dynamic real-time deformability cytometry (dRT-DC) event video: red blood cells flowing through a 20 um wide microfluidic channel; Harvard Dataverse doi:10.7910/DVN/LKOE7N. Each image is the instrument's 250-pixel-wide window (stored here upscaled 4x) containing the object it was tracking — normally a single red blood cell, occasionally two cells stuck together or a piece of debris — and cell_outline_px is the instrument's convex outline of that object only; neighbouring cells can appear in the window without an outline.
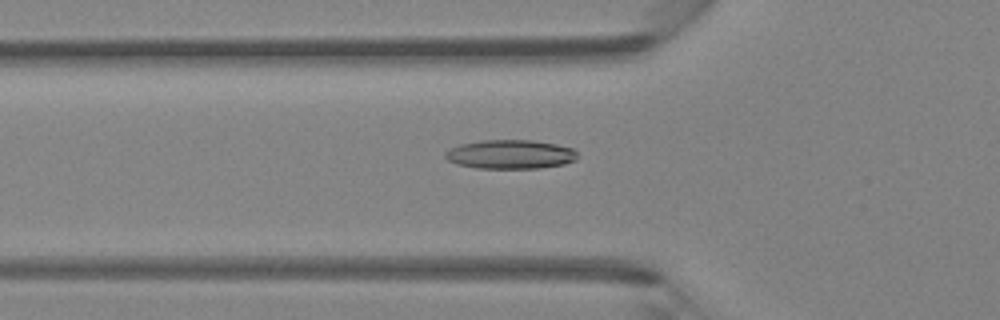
{"species": "Egyptian fruit bat (a non-hibernating species)", "species_latin": "Rousettus aegyptiacus", "temperature_condition": "room temperature", "stored_images_in_passage": 45, "camera_frame_rate_fps": 3000, "um_per_image_px": 0.085, "animal": {"sex": "female"}, "frame": {"image": 1, "passage_image": 15, "time_ms": 4.667, "image_size_px": [1000, 320], "cell_outline_px": [[580, 156], [576, 160], [564, 164], [540, 168], [476, 168], [456, 164], [448, 160], [444, 156], [444, 152], [448, 148], [460, 144], [480, 140], [532, 140], [556, 144], [572, 148]], "centroid_in_image_um": [43.36, 13.11], "position_along_channel_um": 82.4, "area_um2": 22.6}}
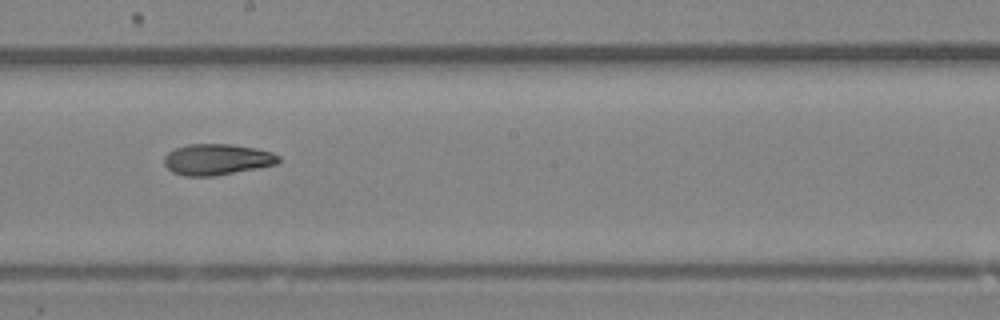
{"frame": {"image": 2, "passage_image": 25, "time_ms": 8.0, "image_size_px": [1000, 320], "cell_outline_px": [[280, 160], [276, 164], [216, 176], [184, 176], [172, 172], [164, 164], [164, 156], [168, 152], [176, 148], [188, 144], [232, 144], [256, 148], [272, 152], [280, 156]], "centroid_in_image_um": [18.43, 13.55], "position_along_channel_um": 229.8, "area_um2": 20.75}}
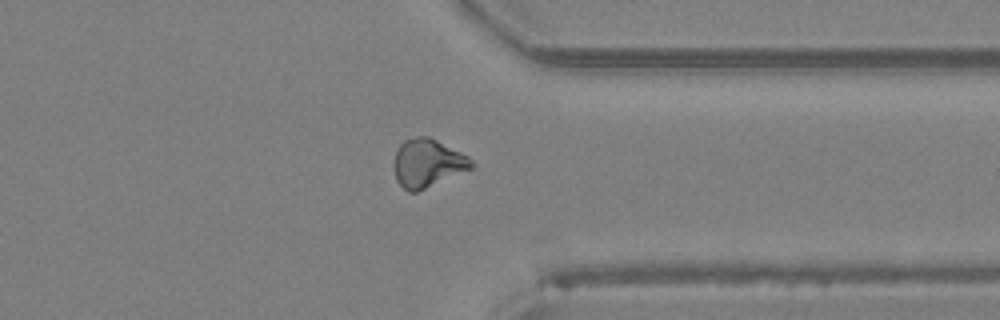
{"frame": {"image": 3, "passage_image": 35, "time_ms": 11.333, "image_size_px": [1000, 320], "cell_outline_px": [[476, 164], [472, 168], [416, 192], [408, 192], [396, 180], [392, 164], [396, 152], [400, 144], [404, 140], [416, 136], [428, 136], [468, 156]], "centroid_in_image_um": [36.31, 13.86], "position_along_channel_um": 375.1, "area_um2": 21.68}}